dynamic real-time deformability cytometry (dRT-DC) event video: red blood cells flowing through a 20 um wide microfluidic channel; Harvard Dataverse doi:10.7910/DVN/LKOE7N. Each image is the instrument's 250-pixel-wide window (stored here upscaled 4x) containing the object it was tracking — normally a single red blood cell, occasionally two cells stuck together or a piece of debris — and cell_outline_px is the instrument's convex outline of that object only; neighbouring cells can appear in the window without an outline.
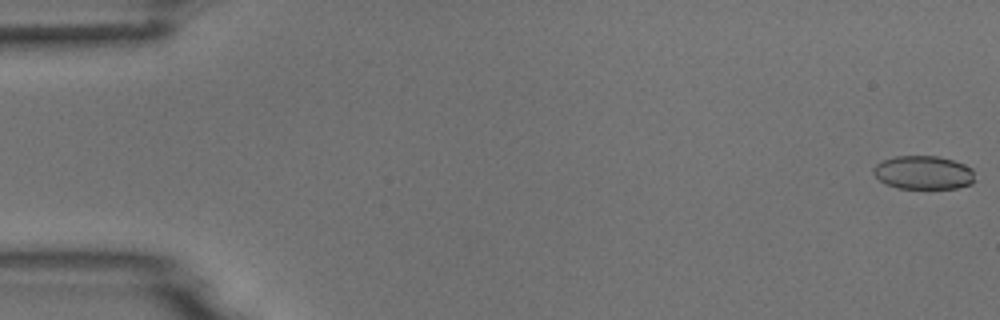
{"species": "common noctule bat (a hibernating species)", "species_latin": "Nyctalus noctula", "temperature_condition": "room temperature", "stored_images_in_passage": 5, "camera_frame_rate_fps": 3000, "um_per_image_px": 0.085, "animal": {"sex": "male", "body_mass_g": 18.8}, "frame": {"image": 1, "passage_image": 1, "time_ms": 0.0, "image_size_px": [1000, 320], "cell_outline_px": [[976, 180], [972, 184], [956, 188], [896, 188], [880, 180], [872, 172], [872, 168], [876, 164], [884, 160], [896, 156], [936, 156], [952, 160], [964, 164], [972, 168]], "centroid_in_image_um": [78.51, 14.67], "position_along_channel_um": 6.5, "area_um2": 19.83}}
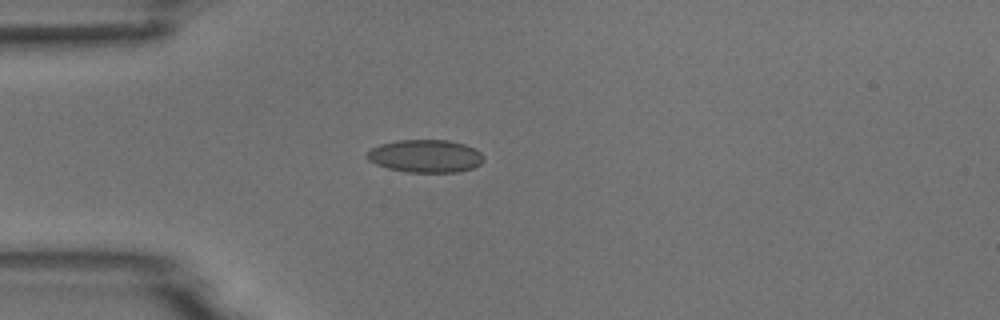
{"frame": {"image": 2, "passage_image": 5, "time_ms": 1.333, "image_size_px": [1000, 320], "cell_outline_px": [[484, 160], [480, 164], [472, 168], [460, 172], [408, 172], [388, 168], [376, 164], [368, 160], [364, 156], [372, 148], [380, 144], [396, 140], [448, 140], [464, 144], [476, 148], [484, 156]], "centroid_in_image_um": [36.17, 13.26], "position_along_channel_um": 48.8, "area_um2": 22.43}}